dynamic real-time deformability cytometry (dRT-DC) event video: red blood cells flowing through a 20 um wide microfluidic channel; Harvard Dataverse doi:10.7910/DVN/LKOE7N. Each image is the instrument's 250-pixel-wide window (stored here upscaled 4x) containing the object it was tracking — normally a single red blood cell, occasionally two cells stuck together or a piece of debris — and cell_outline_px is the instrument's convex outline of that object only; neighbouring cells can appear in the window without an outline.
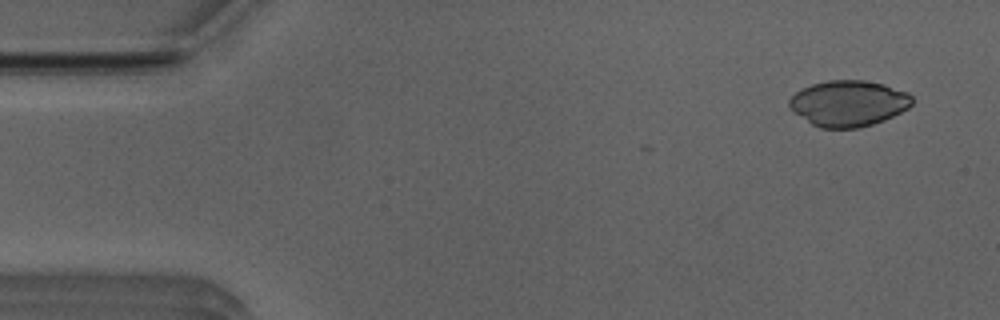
{"species": "Egyptian fruit bat (a non-hibernating species)", "species_latin": "Rousettus aegyptiacus", "temperature_condition": "room temperature", "stored_images_in_passage": 7, "camera_frame_rate_fps": 3000, "um_per_image_px": 0.085, "animal": {"sex": "male"}, "frame": {"image": 1, "passage_image": 3, "time_ms": 0.667, "image_size_px": [1000, 320], "cell_outline_px": [[912, 104], [908, 108], [884, 120], [872, 124], [856, 128], [820, 128], [812, 124], [792, 112], [788, 104], [788, 100], [800, 88], [812, 84], [828, 80], [864, 80], [884, 84], [908, 92], [912, 96]], "centroid_in_image_um": [72.09, 8.78], "position_along_channel_um": 12.9, "area_um2": 33.0}}